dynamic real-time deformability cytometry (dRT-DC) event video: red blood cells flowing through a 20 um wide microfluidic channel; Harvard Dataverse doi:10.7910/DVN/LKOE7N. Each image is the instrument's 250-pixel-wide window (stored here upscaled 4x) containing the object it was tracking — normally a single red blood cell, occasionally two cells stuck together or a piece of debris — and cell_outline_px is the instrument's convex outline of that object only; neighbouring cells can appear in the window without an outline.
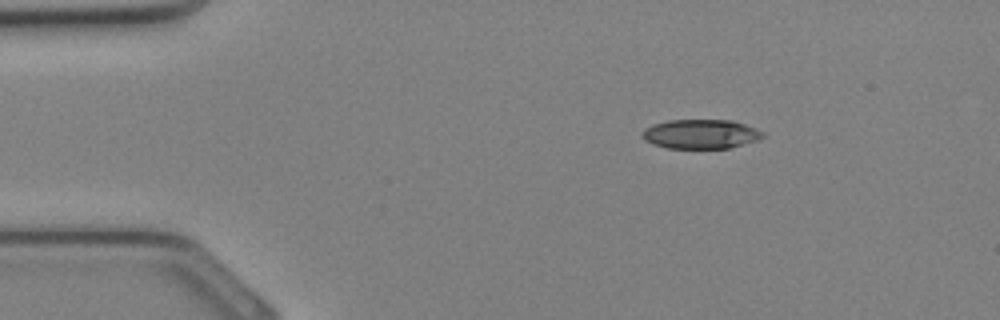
{"species": "Egyptian fruit bat (a non-hibernating species)", "species_latin": "Rousettus aegyptiacus", "temperature_condition": "cold", "stored_images_in_passage": 8, "camera_frame_rate_fps": 3000, "um_per_image_px": 0.085, "animal": {"sex": "female"}, "frame": {"image": 1, "passage_image": 4, "time_ms": 1.0, "image_size_px": [1000, 320], "cell_outline_px": [[764, 136], [756, 140], [728, 148], [668, 148], [652, 144], [644, 140], [640, 132], [644, 128], [652, 124], [668, 120], [732, 120], [744, 124], [764, 132]], "centroid_in_image_um": [59.5, 11.39], "position_along_channel_um": 25.5, "area_um2": 20.58}}